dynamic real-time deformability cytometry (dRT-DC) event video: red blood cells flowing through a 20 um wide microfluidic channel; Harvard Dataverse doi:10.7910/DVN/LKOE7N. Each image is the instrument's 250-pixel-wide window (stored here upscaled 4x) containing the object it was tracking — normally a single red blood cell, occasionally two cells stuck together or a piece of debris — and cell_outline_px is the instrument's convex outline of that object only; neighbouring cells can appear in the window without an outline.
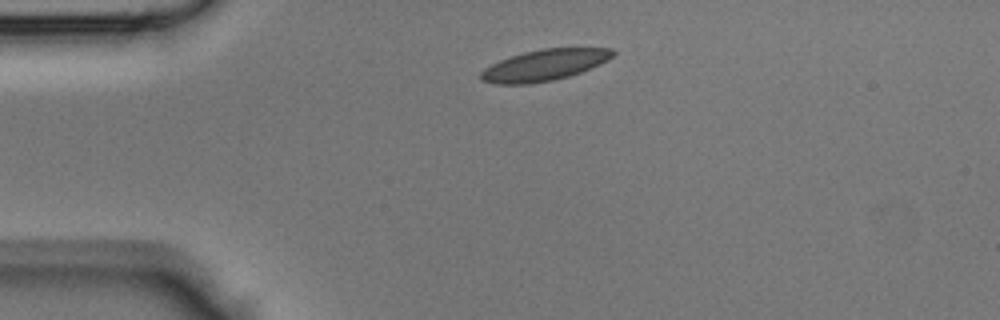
{"species": "Egyptian fruit bat (a non-hibernating species)", "species_latin": "Rousettus aegyptiacus", "temperature_condition": "room temperature", "stored_images_in_passage": 36, "camera_frame_rate_fps": 3000, "um_per_image_px": 0.085, "animal": {"sex": "male"}, "frame": {"image": 1, "passage_image": 1, "time_ms": 0.0, "image_size_px": [1000, 320], "cell_outline_px": [[616, 52], [608, 60], [580, 72], [568, 76], [552, 80], [528, 84], [492, 84], [480, 80], [480, 72], [484, 68], [500, 60], [524, 52], [544, 48], [612, 48]], "centroid_in_image_um": [46.24, 5.54], "position_along_channel_um": 38.8, "area_um2": 23.81}}
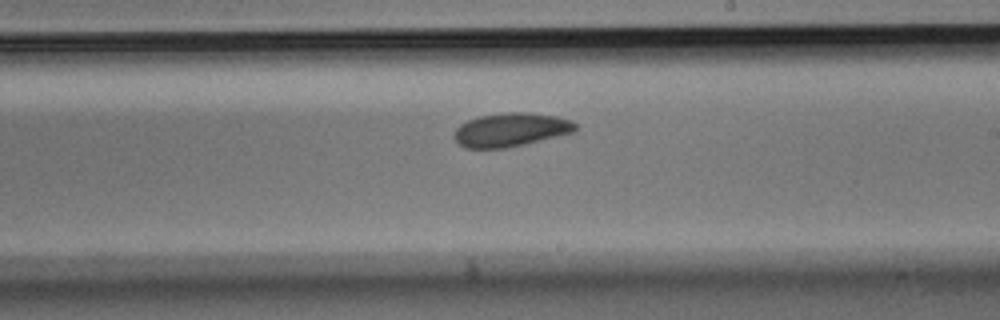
{"frame": {"image": 2, "passage_image": 17, "time_ms": 5.333, "image_size_px": [1000, 320], "cell_outline_px": [[576, 132], [524, 144], [504, 148], [464, 148], [452, 136], [456, 128], [460, 124], [468, 120], [480, 116], [508, 112], [524, 112], [556, 116], [572, 120], [576, 124]], "centroid_in_image_um": [43.42, 11.03], "position_along_channel_um": 245.6, "area_um2": 23.76}}
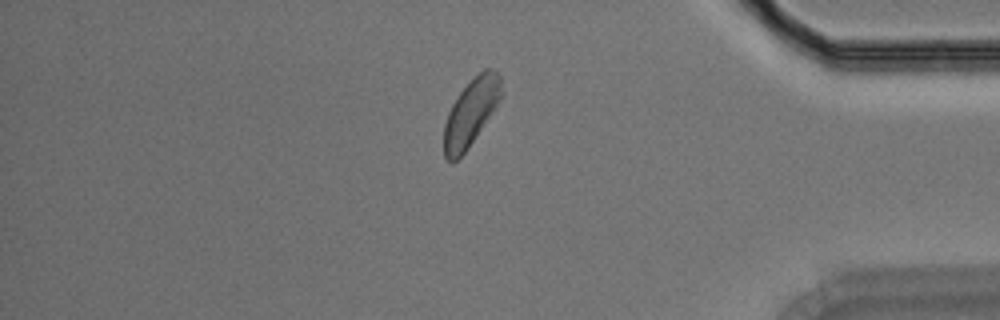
{"frame": {"image": 3, "passage_image": 29, "time_ms": 9.333, "image_size_px": [1000, 320], "cell_outline_px": [[504, 92], [492, 112], [464, 152], [452, 164], [444, 156], [444, 124], [448, 112], [452, 104], [460, 92], [484, 68], [496, 68], [500, 76]], "centroid_in_image_um": [40.04, 9.52], "position_along_channel_um": 395.2, "area_um2": 22.02}}